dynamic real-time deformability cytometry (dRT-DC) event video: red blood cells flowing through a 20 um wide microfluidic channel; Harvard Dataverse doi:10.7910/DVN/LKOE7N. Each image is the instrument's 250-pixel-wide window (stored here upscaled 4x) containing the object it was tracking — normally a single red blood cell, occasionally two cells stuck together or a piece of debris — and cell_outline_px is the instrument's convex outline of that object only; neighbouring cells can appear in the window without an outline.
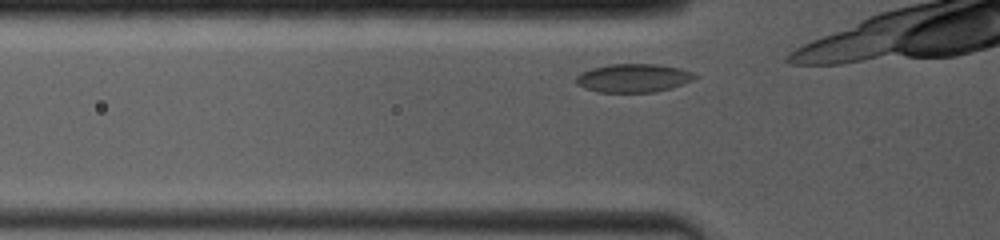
{"species": "common noctule bat (a hibernating species)", "species_latin": "Nyctalus noctula", "temperature_condition": "room temperature", "stored_images_in_passage": 7, "camera_frame_rate_fps": 4000, "um_per_image_px": 0.085, "animal": {"sex": "female", "body_mass_g": 19.0, "forearm_length_mm": 53.3}, "frame": {"image": 1, "passage_image": 2, "time_ms": 0.25, "image_size_px": [1000, 240], "cell_outline_px": [[700, 76], [684, 84], [672, 88], [652, 92], [596, 92], [584, 88], [576, 84], [576, 76], [580, 72], [592, 68], [608, 64], [660, 64], [680, 68], [696, 72]], "centroid_in_image_um": [53.87, 6.63], "position_along_channel_um": 71.9, "area_um2": 20.06}}
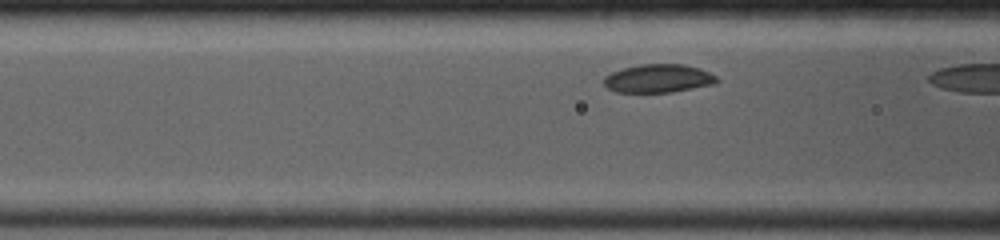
{"frame": {"image": 2, "passage_image": 6, "time_ms": 1.25, "image_size_px": [1000, 240], "cell_outline_px": [[720, 80], [716, 84], [672, 92], [616, 92], [608, 88], [604, 84], [604, 76], [612, 72], [624, 68], [640, 64], [684, 64], [700, 68], [716, 76]], "centroid_in_image_um": [55.99, 6.67], "position_along_channel_um": 110.6, "area_um2": 18.73}}